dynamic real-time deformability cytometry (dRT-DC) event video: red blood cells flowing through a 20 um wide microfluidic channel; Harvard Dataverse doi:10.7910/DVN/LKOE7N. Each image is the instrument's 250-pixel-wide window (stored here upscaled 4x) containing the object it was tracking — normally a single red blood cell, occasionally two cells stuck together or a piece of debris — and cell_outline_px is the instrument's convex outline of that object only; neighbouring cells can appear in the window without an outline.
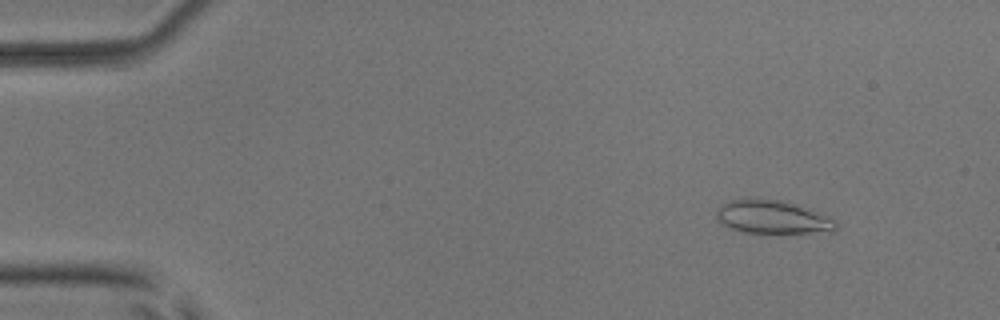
{"species": "common noctule bat (a hibernating species)", "species_latin": "Nyctalus noctula", "temperature_condition": "room temperature", "stored_images_in_passage": 5, "camera_frame_rate_fps": 3000, "um_per_image_px": 0.085, "animal": {"sex": "male", "body_mass_g": 17.9, "forearm_length_mm": 54.2}, "frame": {"image": 1, "passage_image": 1, "time_ms": 0.0, "image_size_px": [1000, 320], "cell_outline_px": [[836, 228], [832, 232], [744, 232], [732, 228], [724, 224], [716, 216], [716, 208], [720, 204], [728, 200], [756, 196], [780, 200], [812, 208], [836, 220]], "centroid_in_image_um": [65.66, 18.39], "position_along_channel_um": 19.3, "area_um2": 23.58}}